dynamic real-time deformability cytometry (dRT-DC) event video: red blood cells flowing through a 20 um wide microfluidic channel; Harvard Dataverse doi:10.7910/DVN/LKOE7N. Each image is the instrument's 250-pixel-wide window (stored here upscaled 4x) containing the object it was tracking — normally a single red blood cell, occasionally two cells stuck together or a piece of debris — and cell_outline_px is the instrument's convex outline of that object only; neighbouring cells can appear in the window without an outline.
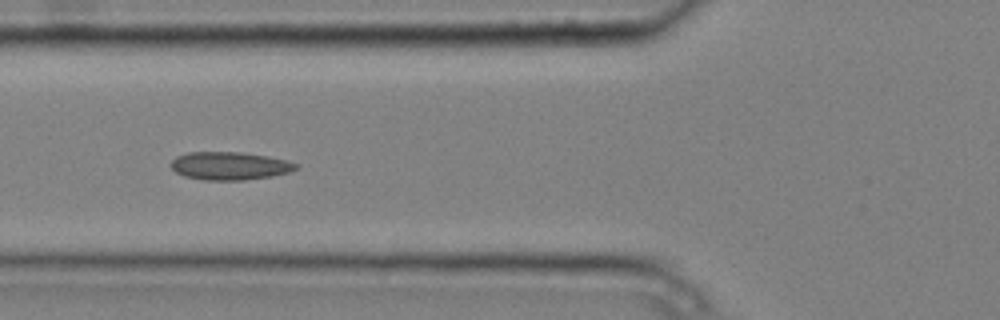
{"species": "common noctule bat (a hibernating species)", "species_latin": "Nyctalus noctula", "temperature_condition": "cold", "stored_images_in_passage": 6, "camera_frame_rate_fps": 3000, "um_per_image_px": 0.085, "animal": {"sex": "male", "body_mass_g": 20.4}, "frame": {"image": 1, "passage_image": 6, "time_ms": 1.667, "image_size_px": [1000, 320], "cell_outline_px": [[300, 168], [288, 172], [272, 176], [244, 180], [204, 180], [184, 176], [176, 172], [172, 168], [172, 160], [176, 156], [188, 152], [240, 152], [268, 156], [288, 160], [300, 164]], "centroid_in_image_um": [19.57, 14.09], "position_along_channel_um": 106.2, "area_um2": 20.52}}